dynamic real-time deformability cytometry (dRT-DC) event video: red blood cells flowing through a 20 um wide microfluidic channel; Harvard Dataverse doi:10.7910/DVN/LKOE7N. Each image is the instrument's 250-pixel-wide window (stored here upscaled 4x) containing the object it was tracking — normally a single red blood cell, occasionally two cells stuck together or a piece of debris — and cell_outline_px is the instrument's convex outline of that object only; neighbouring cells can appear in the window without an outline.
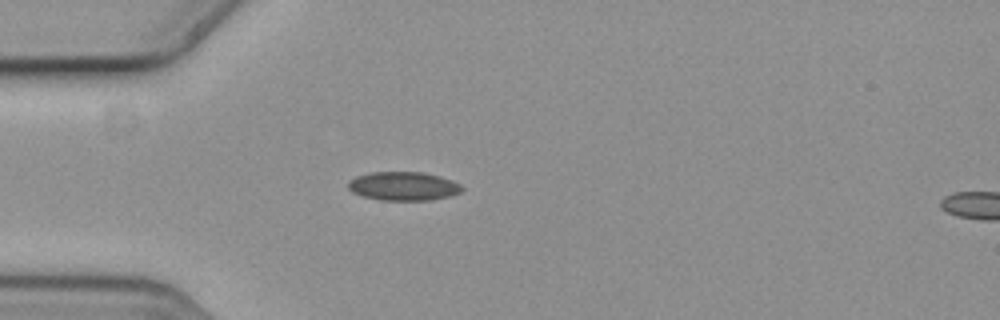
{"species": "common noctule bat (a hibernating species)", "species_latin": "Nyctalus noctula", "temperature_condition": "cold", "stored_images_in_passage": 2, "camera_frame_rate_fps": 3000, "um_per_image_px": 0.085, "animal": {"sex": "female", "body_mass_g": 19.3, "forearm_length_mm": 54.1}, "frame": {"image": 1, "passage_image": 1, "time_ms": 0.0, "image_size_px": [1000, 320], "cell_outline_px": [[464, 188], [460, 192], [452, 196], [432, 200], [380, 200], [364, 196], [352, 192], [348, 188], [348, 184], [356, 176], [372, 172], [420, 172], [440, 176], [452, 180], [460, 184]], "centroid_in_image_um": [34.33, 15.83], "position_along_channel_um": 50.7, "area_um2": 19.02}}